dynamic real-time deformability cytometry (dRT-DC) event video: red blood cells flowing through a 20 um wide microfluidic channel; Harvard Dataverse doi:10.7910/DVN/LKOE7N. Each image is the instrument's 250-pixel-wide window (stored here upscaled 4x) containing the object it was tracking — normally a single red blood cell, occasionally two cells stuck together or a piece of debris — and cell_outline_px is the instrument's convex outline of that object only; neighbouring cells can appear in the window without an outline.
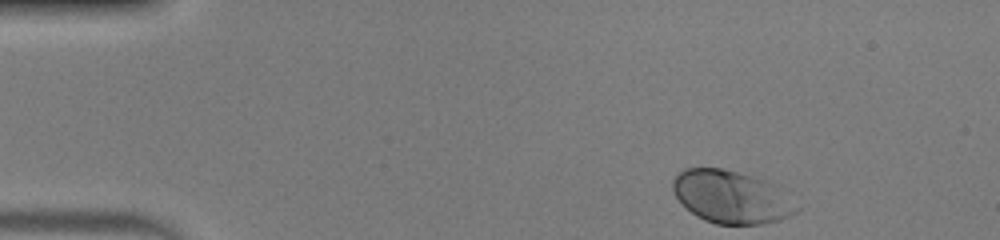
{"species": "human", "species_latin": "Homo sapiens", "temperature_condition": "warm", "stored_images_in_passage": 45, "camera_frame_rate_fps": 3000, "um_per_image_px": 0.085, "donor": {"sex": "male"}, "frame": {"image": 1, "passage_image": 1, "time_ms": 0.0, "image_size_px": [1000, 240], "cell_outline_px": [[800, 208], [796, 212], [780, 220], [764, 224], [716, 224], [704, 220], [696, 216], [672, 192], [672, 180], [684, 168], [720, 168], [736, 172], [764, 180], [772, 184]], "centroid_in_image_um": [62.12, 16.75], "position_along_channel_um": 22.9, "area_um2": 37.4}}
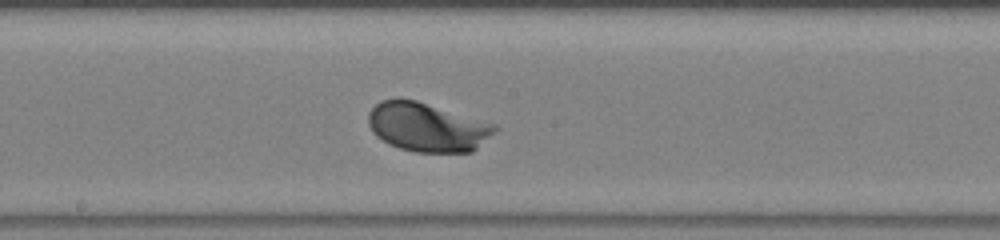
{"frame": {"image": 2, "passage_image": 22, "time_ms": 7.0, "image_size_px": [1000, 240], "cell_outline_px": [[496, 132], [472, 152], [416, 152], [400, 148], [388, 144], [376, 136], [372, 132], [368, 124], [368, 112], [380, 100], [416, 100], [496, 124]], "centroid_in_image_um": [36.31, 10.82], "position_along_channel_um": 211.9, "area_um2": 35.89}}
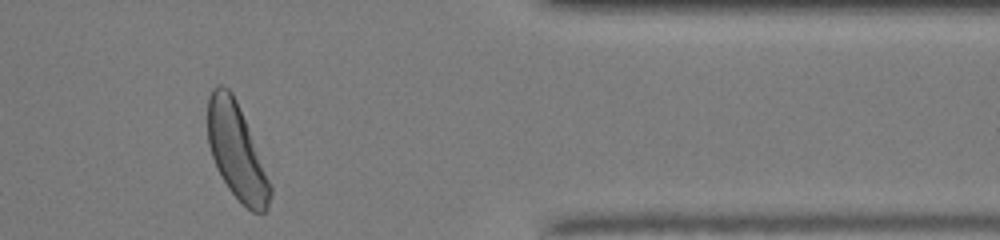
{"frame": {"image": 3, "passage_image": 37, "time_ms": 12.0, "image_size_px": [1000, 240], "cell_outline_px": [[272, 192], [268, 208], [264, 212], [252, 212], [228, 188], [220, 176], [216, 168], [208, 144], [208, 96], [212, 88], [216, 84], [224, 84], [232, 92], [236, 100], [272, 184]], "centroid_in_image_um": [20.1, 12.86], "position_along_channel_um": 391.3, "area_um2": 34.62}, "authors_computed_cell_mechanics": {"area_um2": 35.4892, "velocity_mm_per_s": 4.0067, "shape_relaxation_time_tau1_ms": 1.2342, "shape_relaxation_time_tau2_ms": null, "deformation_change_tau1": 0.1132, "deformation_change_tau2": null}}